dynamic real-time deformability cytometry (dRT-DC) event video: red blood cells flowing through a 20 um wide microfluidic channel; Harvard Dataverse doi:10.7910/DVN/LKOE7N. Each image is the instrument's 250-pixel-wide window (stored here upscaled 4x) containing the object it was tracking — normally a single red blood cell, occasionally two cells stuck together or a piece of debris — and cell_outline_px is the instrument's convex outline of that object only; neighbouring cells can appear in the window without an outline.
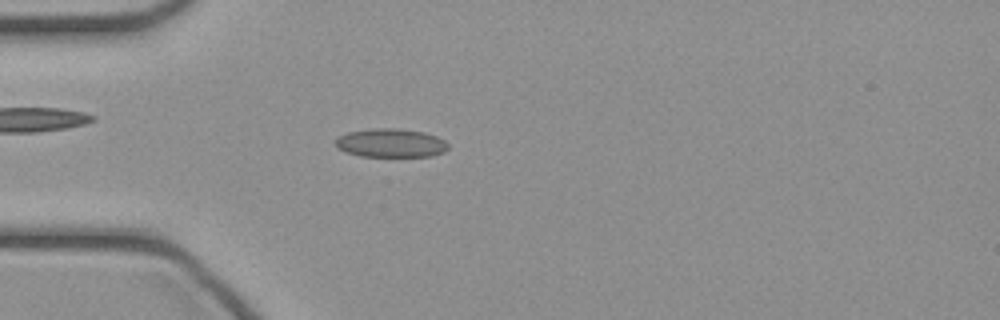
{"species": "common noctule bat (a hibernating species)", "species_latin": "Nyctalus noctula", "temperature_condition": "cold", "stored_images_in_passage": 45, "camera_frame_rate_fps": 3000, "um_per_image_px": 0.085, "animal": {"sex": "female", "body_mass_g": 21.9}, "frame": {"image": 1, "passage_image": 12, "time_ms": 3.667, "image_size_px": [1000, 320], "cell_outline_px": [[448, 148], [444, 152], [432, 156], [360, 156], [344, 152], [336, 148], [336, 136], [348, 132], [372, 128], [400, 128], [424, 132], [436, 136], [444, 140], [448, 144]], "centroid_in_image_um": [33.19, 12.15], "position_along_channel_um": 51.8, "area_um2": 19.02}}
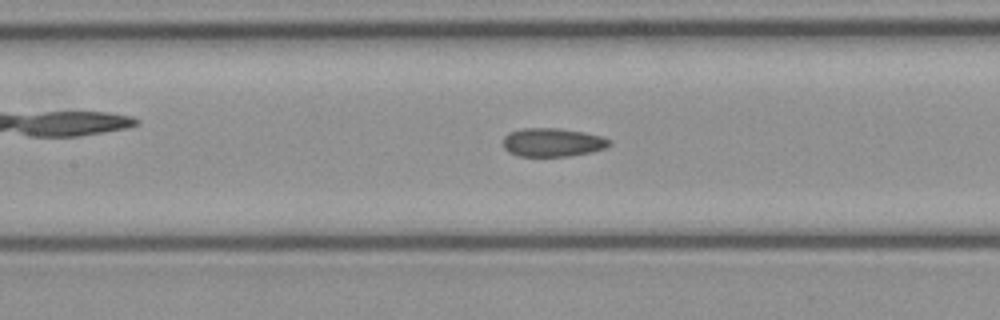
{"frame": {"image": 2, "passage_image": 20, "time_ms": 6.333, "image_size_px": [1000, 320], "cell_outline_px": [[612, 144], [604, 148], [592, 152], [568, 156], [516, 156], [508, 152], [504, 148], [504, 136], [508, 132], [524, 128], [556, 128], [584, 132], [600, 136], [612, 140]], "centroid_in_image_um": [46.96, 12.1], "position_along_channel_um": 160.4, "area_um2": 17.74}}
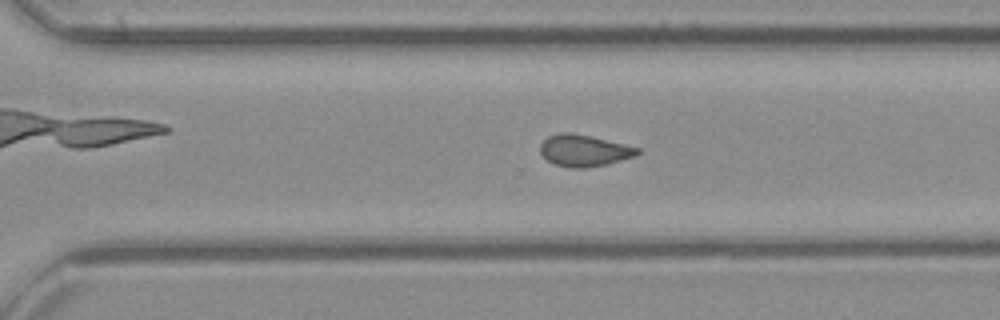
{"frame": {"image": 3, "passage_image": 31, "time_ms": 10.0, "image_size_px": [1000, 320], "cell_outline_px": [[640, 152], [636, 156], [608, 164], [588, 168], [572, 168], [552, 164], [540, 152], [540, 144], [548, 136], [560, 132], [568, 132], [588, 136], [640, 148]], "centroid_in_image_um": [49.63, 12.82], "position_along_channel_um": 321.0, "area_um2": 17.86}}